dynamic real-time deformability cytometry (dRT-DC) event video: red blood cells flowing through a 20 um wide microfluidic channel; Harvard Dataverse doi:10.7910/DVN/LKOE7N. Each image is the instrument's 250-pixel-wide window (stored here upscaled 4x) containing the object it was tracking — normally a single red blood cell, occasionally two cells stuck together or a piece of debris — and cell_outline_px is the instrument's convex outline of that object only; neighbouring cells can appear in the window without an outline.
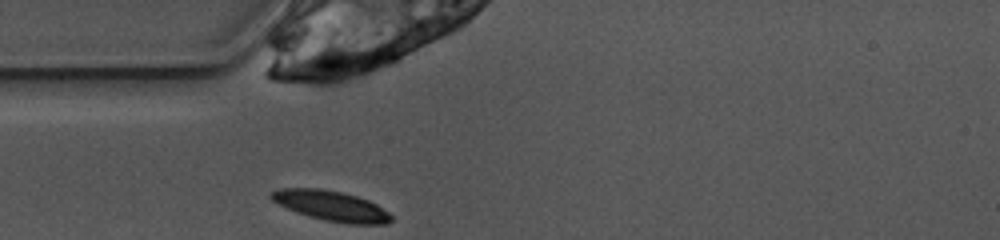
{"species": "common noctule bat (a hibernating species)", "species_latin": "Nyctalus noctula", "temperature_condition": "warm", "stored_images_in_passage": 26, "camera_frame_rate_fps": 3000, "um_per_image_px": 0.085, "animal": {"sex": "female", "body_mass_g": 10.0, "forearm_length_mm": 53.1}, "frame": {"image": 1, "passage_image": 1, "time_ms": 0.0, "image_size_px": [1000, 240], "cell_outline_px": [[392, 220], [388, 224], [348, 224], [324, 220], [296, 212], [272, 200], [268, 196], [268, 192], [280, 188], [320, 188], [344, 192], [368, 200], [376, 204], [388, 212], [392, 216]], "centroid_in_image_um": [28.15, 17.49], "position_along_channel_um": 56.9, "area_um2": 21.15}}
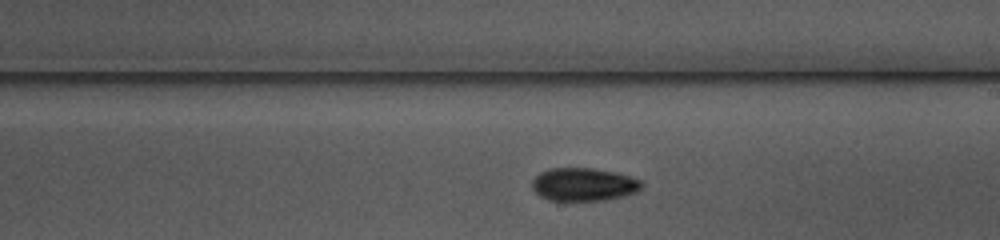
{"frame": {"image": 2, "passage_image": 15, "time_ms": 4.667, "image_size_px": [1000, 240], "cell_outline_px": [[644, 184], [636, 192], [624, 196], [604, 200], [576, 204], [548, 200], [540, 196], [532, 188], [532, 180], [540, 172], [548, 168], [592, 168], [616, 172], [640, 180]], "centroid_in_image_um": [49.57, 15.72], "position_along_channel_um": 239.4, "area_um2": 21.91}}
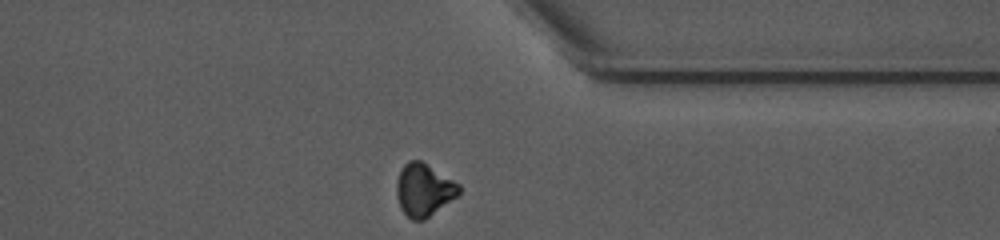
{"frame": {"image": 3, "passage_image": 26, "time_ms": 8.333, "image_size_px": [1000, 240], "cell_outline_px": [[460, 192], [456, 196], [424, 220], [412, 220], [400, 208], [396, 196], [396, 184], [400, 172], [404, 164], [408, 160], [420, 160], [460, 184]], "centroid_in_image_um": [36.0, 16.13], "position_along_channel_um": 375.4, "area_um2": 18.9}, "authors_computed_cell_mechanics": {"area_um2": 20.808, "velocity_mm_per_s": 3.9079, "shape_relaxation_time_tau1_ms": 3.2291, "shape_relaxation_time_tau2_ms": 7.9641, "deformation_change_tau1": 0.1155, "deformation_change_tau2": 0.1372}}